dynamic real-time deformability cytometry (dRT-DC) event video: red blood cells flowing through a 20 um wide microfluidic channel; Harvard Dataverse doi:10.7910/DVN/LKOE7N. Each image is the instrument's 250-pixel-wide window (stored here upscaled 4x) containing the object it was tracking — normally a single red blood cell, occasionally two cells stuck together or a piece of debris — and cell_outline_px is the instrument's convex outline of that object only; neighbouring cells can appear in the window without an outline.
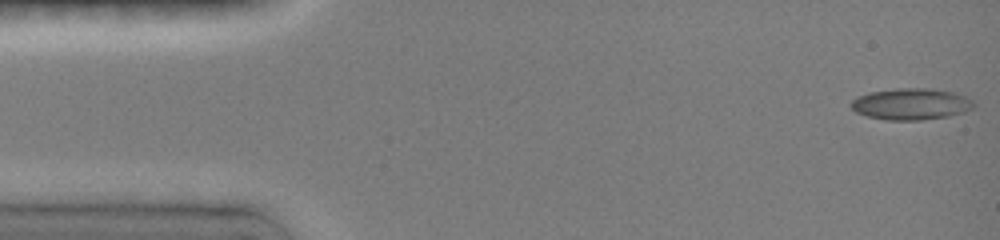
{"species": "common noctule bat (a hibernating species)", "species_latin": "Nyctalus noctula", "temperature_condition": "room temperature", "stored_images_in_passage": 21, "camera_frame_rate_fps": 3000, "um_per_image_px": 0.085, "animal": {"sex": "female", "body_mass_g": 19.0, "forearm_length_mm": 51.5}, "frame": {"image": 1, "passage_image": 1, "time_ms": 0.0, "image_size_px": [1000, 240], "cell_outline_px": [[976, 104], [972, 108], [964, 112], [948, 116], [920, 120], [888, 120], [868, 116], [856, 112], [848, 104], [856, 96], [868, 92], [896, 88], [932, 88], [956, 92], [972, 100]], "centroid_in_image_um": [77.43, 8.83], "position_along_channel_um": 7.6, "area_um2": 22.72}}
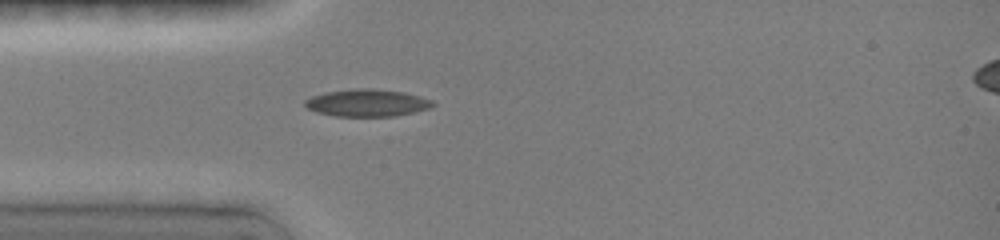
{"frame": {"image": 2, "passage_image": 10, "time_ms": 4.0, "image_size_px": [1000, 240], "cell_outline_px": [[436, 104], [432, 108], [396, 116], [336, 116], [316, 112], [308, 108], [304, 104], [304, 100], [312, 96], [328, 92], [360, 88], [404, 92], [420, 96], [432, 100]], "centroid_in_image_um": [31.24, 8.76], "position_along_channel_um": 53.8, "area_um2": 20.11}}
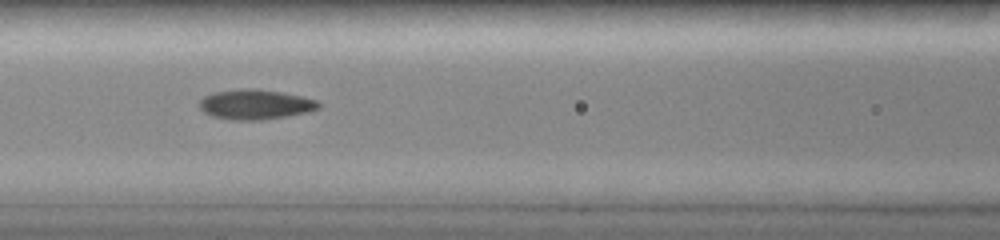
{"frame": {"image": 3, "passage_image": 15, "time_ms": 6.333, "image_size_px": [1000, 240], "cell_outline_px": [[320, 108], [308, 112], [288, 116], [260, 120], [228, 120], [212, 116], [204, 112], [200, 108], [200, 100], [204, 96], [216, 92], [244, 88], [252, 88], [280, 92], [300, 96], [316, 100], [320, 104]], "centroid_in_image_um": [21.7, 8.89], "position_along_channel_um": 144.9, "area_um2": 20.69}}